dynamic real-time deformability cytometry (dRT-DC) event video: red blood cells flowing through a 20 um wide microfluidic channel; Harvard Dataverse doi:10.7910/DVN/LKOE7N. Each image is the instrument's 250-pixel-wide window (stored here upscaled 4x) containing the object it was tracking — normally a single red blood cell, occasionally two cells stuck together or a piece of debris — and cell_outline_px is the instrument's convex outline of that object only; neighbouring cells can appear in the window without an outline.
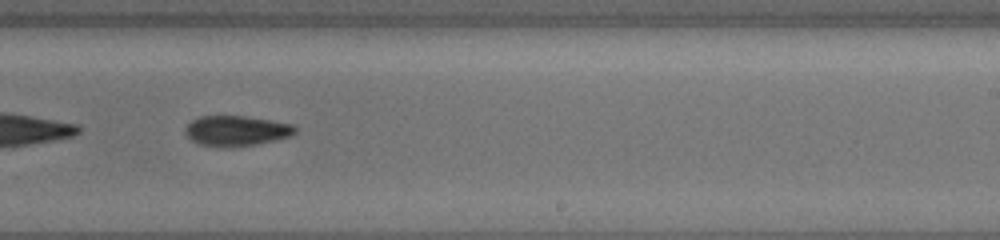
{"species": "common noctule bat (a hibernating species)", "species_latin": "Nyctalus noctula", "temperature_condition": "cold", "stored_images_in_passage": 50, "camera_frame_rate_fps": 3000, "um_per_image_px": 0.085, "animal": {"sex": "female", "body_mass_g": 19.5, "forearm_length_mm": 54.1}, "frame": {"image": 1, "passage_image": 36, "time_ms": 11.667, "image_size_px": [1000, 240], "cell_outline_px": [[296, 132], [292, 136], [276, 140], [256, 144], [228, 148], [220, 148], [200, 144], [192, 140], [184, 132], [184, 128], [192, 120], [200, 116], [244, 116], [272, 120], [296, 124]], "centroid_in_image_um": [20.12, 11.12], "position_along_channel_um": 268.9, "area_um2": 19.71}}